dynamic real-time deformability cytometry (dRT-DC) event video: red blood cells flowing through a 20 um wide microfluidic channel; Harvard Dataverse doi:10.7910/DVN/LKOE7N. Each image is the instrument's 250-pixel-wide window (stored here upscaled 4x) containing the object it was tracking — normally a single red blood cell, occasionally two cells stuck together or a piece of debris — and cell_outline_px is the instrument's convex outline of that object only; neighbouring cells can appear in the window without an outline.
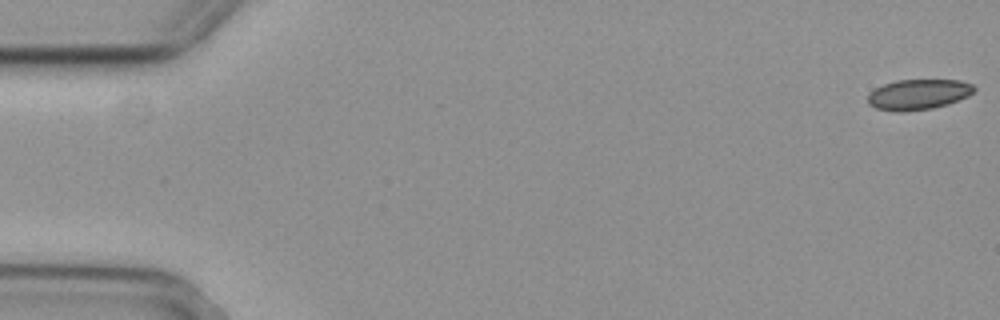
{"species": "common noctule bat (a hibernating species)", "species_latin": "Nyctalus noctula", "temperature_condition": "cold", "stored_images_in_passage": 6, "camera_frame_rate_fps": 3000, "um_per_image_px": 0.085, "animal": {"sex": "female", "body_mass_g": 29.2, "forearm_length_mm": 56.3}, "frame": {"image": 1, "passage_image": 1, "time_ms": 0.0, "image_size_px": [1000, 320], "cell_outline_px": [[976, 88], [968, 96], [948, 104], [932, 108], [904, 112], [892, 112], [876, 108], [868, 104], [868, 96], [876, 88], [884, 84], [896, 80], [960, 80], [972, 84]], "centroid_in_image_um": [78.05, 8.03], "position_along_channel_um": 6.9, "area_um2": 18.84}}